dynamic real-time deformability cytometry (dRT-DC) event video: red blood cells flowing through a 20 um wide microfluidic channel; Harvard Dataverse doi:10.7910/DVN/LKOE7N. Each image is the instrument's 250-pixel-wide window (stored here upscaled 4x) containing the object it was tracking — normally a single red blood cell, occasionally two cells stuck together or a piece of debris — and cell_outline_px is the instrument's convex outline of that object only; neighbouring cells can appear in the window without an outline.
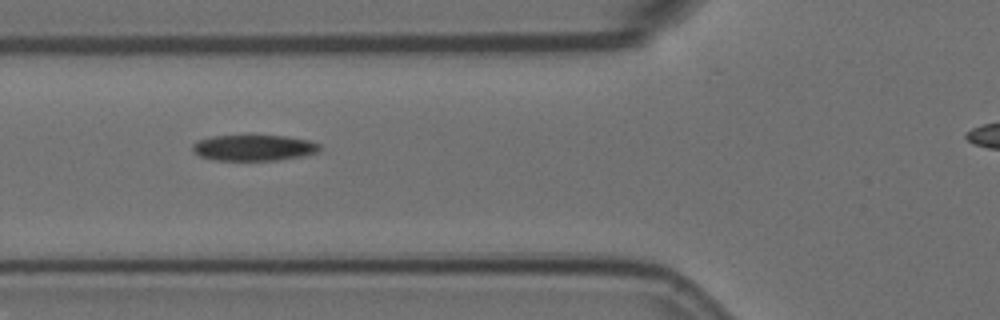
{"species": "Egyptian fruit bat (a non-hibernating species)", "species_latin": "Rousettus aegyptiacus", "temperature_condition": "room temperature", "stored_images_in_passage": 12, "camera_frame_rate_fps": 3000, "um_per_image_px": 0.085, "animal": {"sex": "female"}, "frame": {"image": 1, "passage_image": 2, "time_ms": 0.333, "image_size_px": [1000, 320], "cell_outline_px": [[324, 148], [320, 152], [304, 156], [276, 160], [212, 160], [200, 156], [192, 152], [192, 144], [200, 140], [212, 136], [252, 132], [284, 136], [312, 140], [320, 144]], "centroid_in_image_um": [21.62, 12.51], "position_along_channel_um": 104.2, "area_um2": 20.46}}
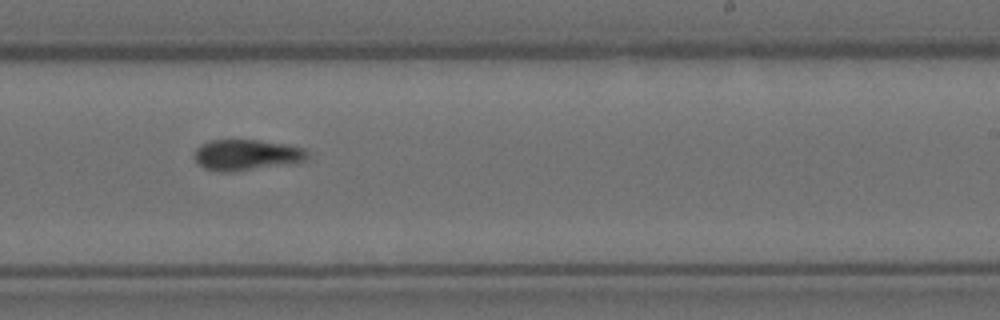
{"frame": {"image": 2, "passage_image": 6, "time_ms": 1.667, "image_size_px": [1000, 320], "cell_outline_px": [[308, 156], [304, 160], [296, 164], [236, 172], [220, 172], [204, 168], [196, 160], [196, 148], [200, 144], [212, 140], [260, 140], [288, 144], [304, 148], [308, 152]], "centroid_in_image_um": [21.02, 13.18], "position_along_channel_um": 268.0, "area_um2": 20.75}}
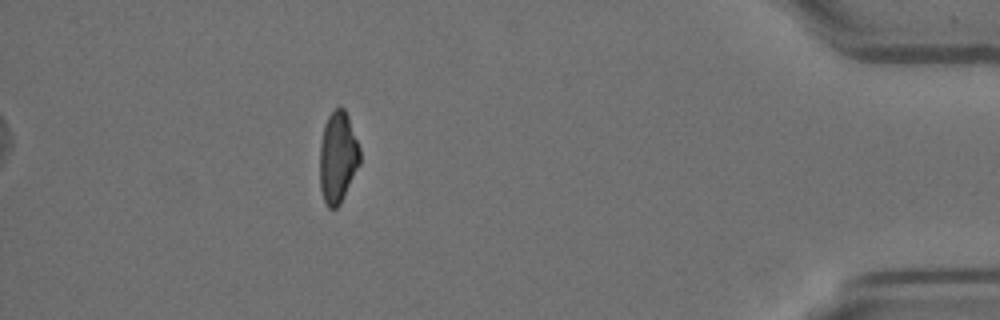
{"frame": {"image": 3, "passage_image": 12, "time_ms": 3.667, "image_size_px": [1000, 320], "cell_outline_px": [[360, 164], [340, 204], [336, 208], [328, 208], [324, 200], [320, 188], [320, 144], [324, 124], [328, 116], [336, 108], [344, 108], [348, 116], [360, 148]], "centroid_in_image_um": [28.71, 13.38], "position_along_channel_um": 406.5, "area_um2": 21.33}}